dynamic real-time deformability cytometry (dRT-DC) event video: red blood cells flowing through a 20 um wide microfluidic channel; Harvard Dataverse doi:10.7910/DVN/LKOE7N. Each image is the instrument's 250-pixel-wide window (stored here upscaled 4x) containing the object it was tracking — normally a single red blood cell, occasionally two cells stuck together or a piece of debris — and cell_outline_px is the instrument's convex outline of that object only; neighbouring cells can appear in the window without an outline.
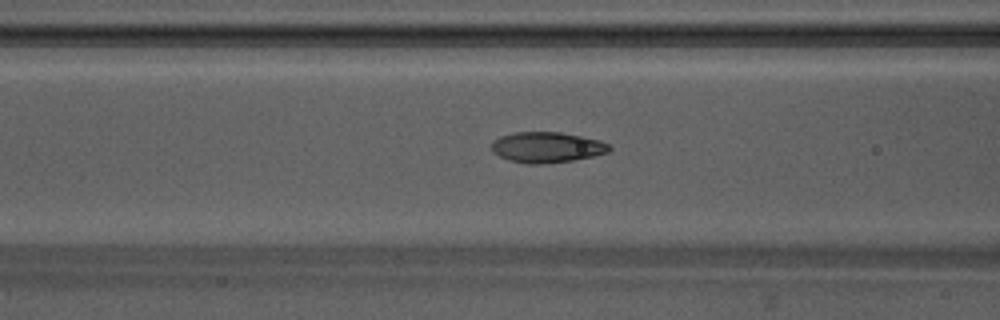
{"species": "Egyptian fruit bat (a non-hibernating species)", "species_latin": "Rousettus aegyptiacus", "temperature_condition": "warm", "stored_images_in_passage": 49, "camera_frame_rate_fps": 3000, "um_per_image_px": 0.085, "animal": {"sex": "male"}, "frame": {"image": 1, "passage_image": 21, "time_ms": 6.667, "image_size_px": [1000, 320], "cell_outline_px": [[612, 148], [608, 152], [592, 156], [572, 160], [540, 164], [528, 164], [508, 160], [492, 152], [492, 140], [500, 136], [512, 132], [560, 132], [600, 140], [608, 144]], "centroid_in_image_um": [46.45, 12.51], "position_along_channel_um": 120.2, "area_um2": 20.98}}
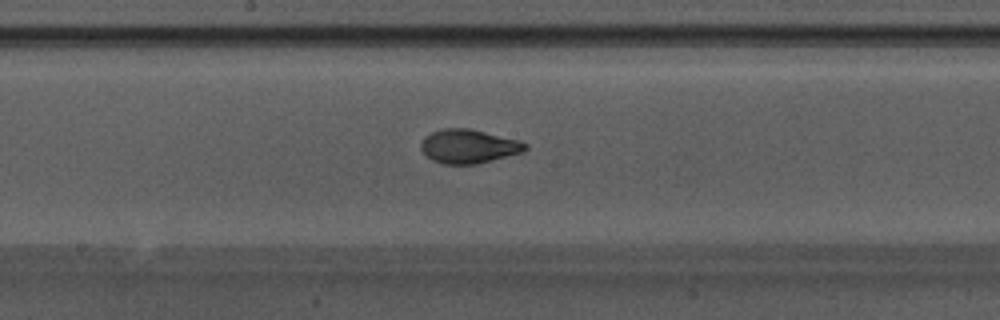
{"frame": {"image": 2, "passage_image": 28, "time_ms": 9.0, "image_size_px": [1000, 320], "cell_outline_px": [[528, 148], [524, 152], [476, 164], [444, 164], [432, 160], [420, 148], [420, 144], [424, 136], [440, 128], [468, 128], [520, 140], [528, 144]], "centroid_in_image_um": [39.84, 12.43], "position_along_channel_um": 208.4, "area_um2": 20.69}}
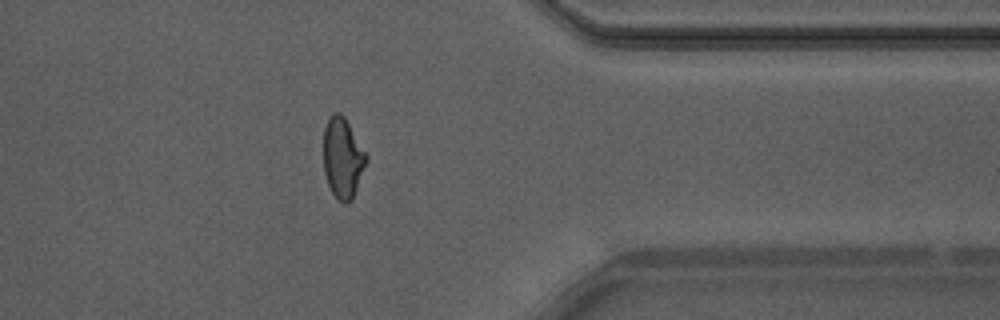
{"frame": {"image": 3, "passage_image": 43, "time_ms": 14.0, "image_size_px": [1000, 320], "cell_outline_px": [[368, 160], [352, 200], [348, 204], [344, 204], [332, 192], [328, 184], [324, 172], [324, 128], [332, 112], [340, 112], [344, 116], [368, 156]], "centroid_in_image_um": [29.14, 13.42], "position_along_channel_um": 382.3, "area_um2": 20.0}, "authors_computed_cell_mechanics": {"area_um2": 20.6346, "velocity_mm_per_s": 3.7874, "shape_relaxation_time_tau1_ms": 5.0929, "shape_relaxation_time_tau2_ms": 1.1287, "deformation_change_tau1": 0.1996, "deformation_change_tau2": 0.0702}}